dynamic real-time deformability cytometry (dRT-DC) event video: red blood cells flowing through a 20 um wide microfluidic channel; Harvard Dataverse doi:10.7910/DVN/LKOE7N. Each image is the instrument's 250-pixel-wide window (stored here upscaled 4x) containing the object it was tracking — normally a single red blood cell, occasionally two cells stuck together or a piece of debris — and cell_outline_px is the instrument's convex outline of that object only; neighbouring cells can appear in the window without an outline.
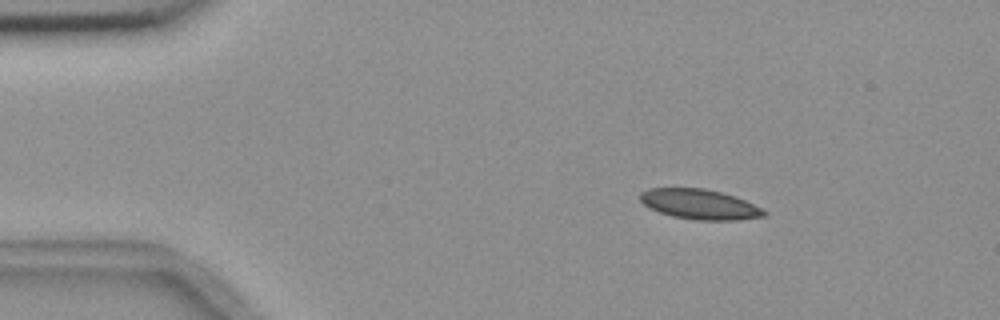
{"species": "common noctule bat (a hibernating species)", "species_latin": "Nyctalus noctula", "temperature_condition": "room temperature", "stored_images_in_passage": 4, "camera_frame_rate_fps": 3000, "um_per_image_px": 0.085, "animal": {"sex": "female", "body_mass_g": 18.4}, "frame": {"image": 1, "passage_image": 2, "time_ms": 1.667, "image_size_px": [1000, 320], "cell_outline_px": [[768, 212], [764, 216], [740, 220], [696, 220], [672, 216], [660, 212], [644, 204], [640, 200], [640, 192], [648, 188], [704, 188], [736, 196]], "centroid_in_image_um": [59.47, 17.36], "position_along_channel_um": 25.5, "area_um2": 21.56}}